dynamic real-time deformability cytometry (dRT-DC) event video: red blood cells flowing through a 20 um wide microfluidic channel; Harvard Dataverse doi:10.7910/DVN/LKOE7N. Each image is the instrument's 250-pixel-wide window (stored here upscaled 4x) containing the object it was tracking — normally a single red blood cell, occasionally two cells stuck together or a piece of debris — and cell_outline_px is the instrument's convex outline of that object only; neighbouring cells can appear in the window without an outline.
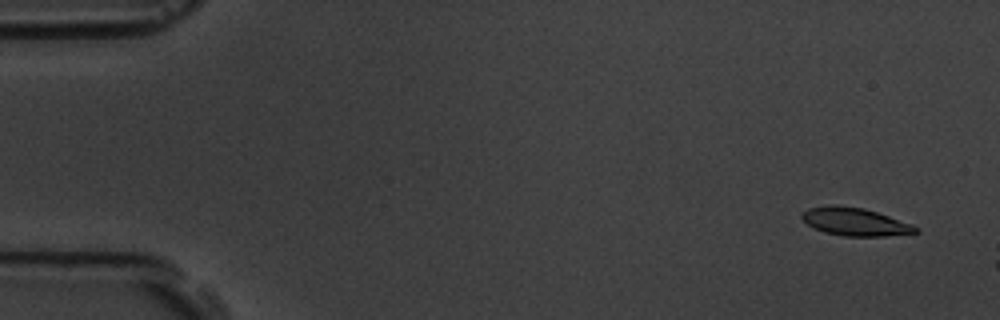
{"species": "common noctule bat (a hibernating species)", "species_latin": "Nyctalus noctula", "temperature_condition": "room temperature", "stored_images_in_passage": 4, "camera_frame_rate_fps": 3000, "um_per_image_px": 0.085, "animal": {"sex": "male", "body_mass_g": 19.5, "forearm_length_mm": 54.6}, "frame": {"image": 1, "passage_image": 2, "time_ms": 1.0, "image_size_px": [1000, 320], "cell_outline_px": [[920, 232], [884, 236], [844, 236], [824, 232], [808, 224], [800, 216], [808, 208], [864, 208], [912, 224], [920, 228]], "centroid_in_image_um": [72.77, 18.91], "position_along_channel_um": 12.2, "area_um2": 17.57}}